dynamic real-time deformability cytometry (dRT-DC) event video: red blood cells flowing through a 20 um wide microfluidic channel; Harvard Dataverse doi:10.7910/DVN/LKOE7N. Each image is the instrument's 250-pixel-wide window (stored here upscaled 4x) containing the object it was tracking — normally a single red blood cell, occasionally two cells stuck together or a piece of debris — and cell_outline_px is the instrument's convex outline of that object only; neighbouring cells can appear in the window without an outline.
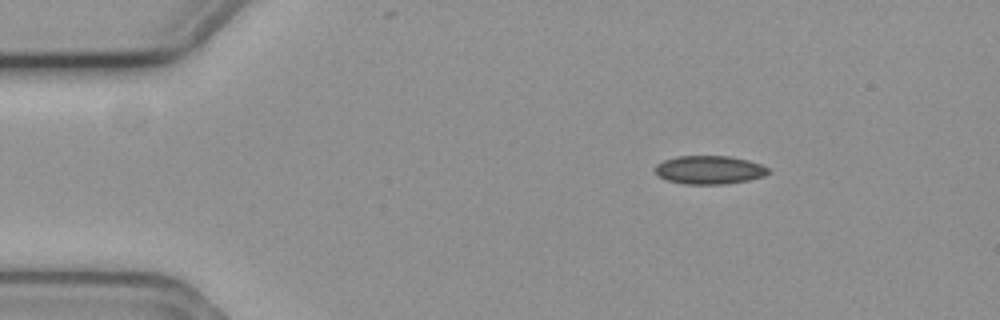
{"species": "common noctule bat (a hibernating species)", "species_latin": "Nyctalus noctula", "temperature_condition": "cold", "stored_images_in_passage": 2, "camera_frame_rate_fps": 3000, "um_per_image_px": 0.085, "animal": {"sex": "female", "body_mass_g": 19.3, "forearm_length_mm": 54.1}, "frame": {"image": 1, "passage_image": 1, "time_ms": 0.0, "image_size_px": [1000, 320], "cell_outline_px": [[768, 172], [764, 176], [748, 180], [724, 184], [684, 184], [668, 180], [660, 176], [656, 172], [656, 164], [664, 160], [676, 156], [728, 156], [748, 160], [760, 164], [768, 168]], "centroid_in_image_um": [60.29, 14.43], "position_along_channel_um": 24.7, "area_um2": 18.55}}